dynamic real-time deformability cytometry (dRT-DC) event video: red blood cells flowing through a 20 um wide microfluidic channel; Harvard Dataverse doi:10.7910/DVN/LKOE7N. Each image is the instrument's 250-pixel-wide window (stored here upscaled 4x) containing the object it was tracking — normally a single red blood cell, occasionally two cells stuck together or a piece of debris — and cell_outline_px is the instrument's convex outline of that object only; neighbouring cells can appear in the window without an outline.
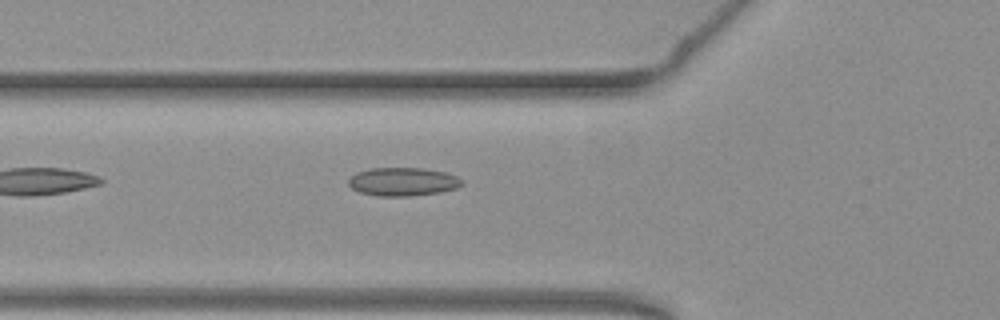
{"species": "common noctule bat (a hibernating species)", "species_latin": "Nyctalus noctula", "temperature_condition": "warm", "stored_images_in_passage": 11, "camera_frame_rate_fps": 3000, "um_per_image_px": 0.085, "animal": {"sex": "female", "body_mass_g": 19.3, "forearm_length_mm": 54.1}, "frame": {"image": 1, "passage_image": 4, "time_ms": 1.0, "image_size_px": [1000, 320], "cell_outline_px": [[464, 184], [456, 188], [440, 192], [408, 196], [376, 196], [360, 192], [352, 188], [348, 184], [348, 180], [356, 172], [368, 168], [424, 168], [444, 172], [456, 176], [464, 180]], "centroid_in_image_um": [34.24, 15.44], "position_along_channel_um": 91.6, "area_um2": 18.84}}
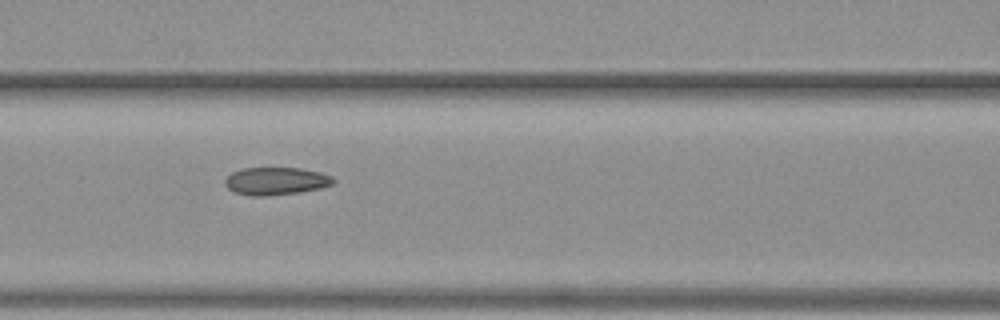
{"frame": {"image": 2, "passage_image": 8, "time_ms": 2.333, "image_size_px": [1000, 320], "cell_outline_px": [[336, 180], [332, 184], [320, 188], [300, 192], [268, 196], [252, 196], [236, 192], [228, 188], [224, 184], [224, 180], [232, 172], [244, 168], [300, 168], [320, 172], [332, 176]], "centroid_in_image_um": [23.46, 15.39], "position_along_channel_um": 143.1, "area_um2": 17.46}}